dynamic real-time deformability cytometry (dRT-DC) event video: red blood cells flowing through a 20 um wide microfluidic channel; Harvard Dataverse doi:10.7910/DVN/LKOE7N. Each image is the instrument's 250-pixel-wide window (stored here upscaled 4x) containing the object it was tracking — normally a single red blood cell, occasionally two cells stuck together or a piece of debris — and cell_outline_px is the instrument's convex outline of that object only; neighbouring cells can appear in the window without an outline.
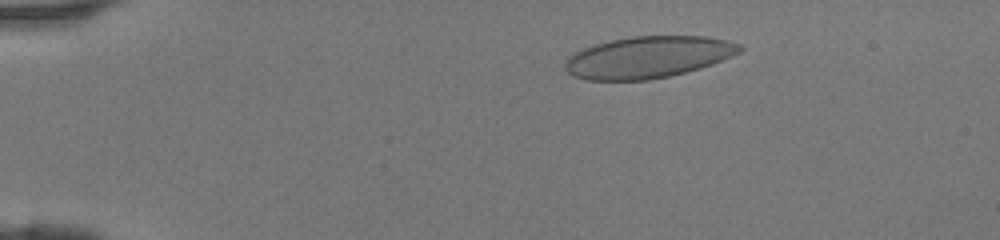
{"species": "human", "species_latin": "Homo sapiens", "temperature_condition": "room temperature", "stored_images_in_passage": 44, "camera_frame_rate_fps": 3000, "um_per_image_px": 0.085, "donor": {"sex": "female"}, "frame": {"image": 1, "passage_image": 7, "time_ms": 2.0, "image_size_px": [1000, 240], "cell_outline_px": [[744, 48], [740, 52], [712, 64], [700, 68], [668, 76], [648, 80], [584, 80], [572, 76], [564, 68], [564, 64], [568, 56], [584, 48], [596, 44], [612, 40], [632, 36], [704, 36], [724, 40], [740, 44]], "centroid_in_image_um": [55.06, 4.87], "position_along_channel_um": 29.9, "area_um2": 42.25}}
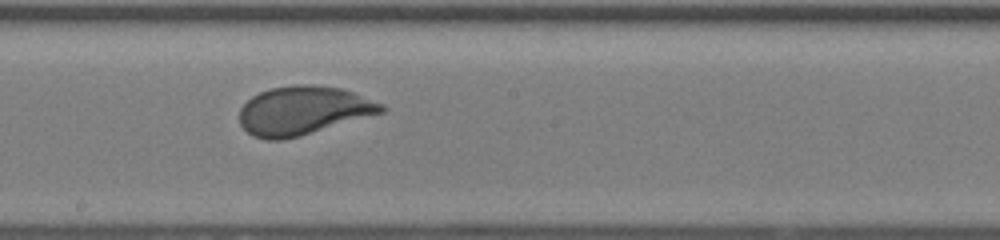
{"frame": {"image": 2, "passage_image": 25, "time_ms": 8.0, "image_size_px": [1000, 240], "cell_outline_px": [[388, 108], [384, 112], [300, 136], [284, 140], [264, 140], [252, 136], [240, 124], [240, 108], [252, 96], [260, 92], [272, 88], [296, 84], [312, 84], [340, 88], [352, 92], [384, 104]], "centroid_in_image_um": [25.77, 9.4], "position_along_channel_um": 222.4, "area_um2": 40.23}}
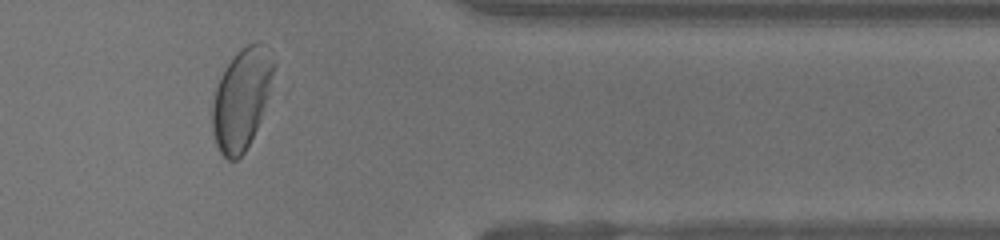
{"frame": {"image": 3, "passage_image": 37, "time_ms": 12.0, "image_size_px": [1000, 240], "cell_outline_px": [[276, 64], [272, 92], [260, 120], [244, 152], [236, 160], [228, 160], [220, 152], [216, 144], [212, 128], [212, 100], [220, 76], [224, 68], [236, 52], [248, 44], [256, 44]], "centroid_in_image_um": [20.52, 8.45], "position_along_channel_um": 390.9, "area_um2": 35.78}}